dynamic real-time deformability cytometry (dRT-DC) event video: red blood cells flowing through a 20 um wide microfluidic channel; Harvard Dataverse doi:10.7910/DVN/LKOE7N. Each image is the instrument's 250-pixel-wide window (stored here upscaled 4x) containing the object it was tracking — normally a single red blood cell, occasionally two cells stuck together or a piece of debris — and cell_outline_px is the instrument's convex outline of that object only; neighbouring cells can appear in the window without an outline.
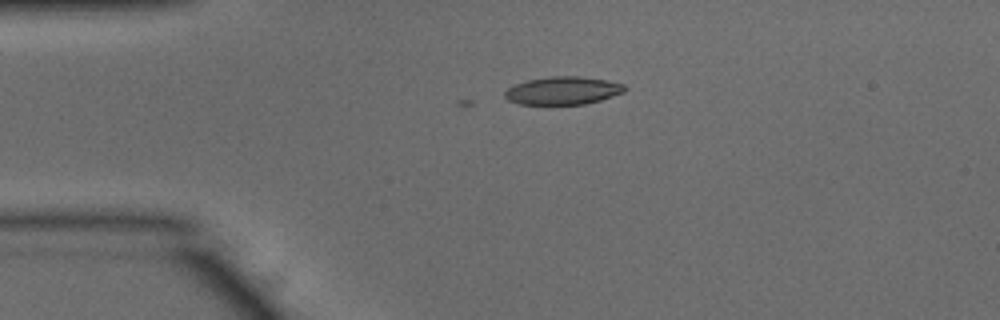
{"species": "common noctule bat (a hibernating species)", "species_latin": "Nyctalus noctula", "temperature_condition": "warm", "stored_images_in_passage": 7, "camera_frame_rate_fps": 3000, "um_per_image_px": 0.085, "animal": {"sex": "male", "body_mass_g": 15.6}, "frame": {"image": 1, "passage_image": 7, "time_ms": 2.0, "image_size_px": [1000, 320], "cell_outline_px": [[628, 88], [624, 92], [600, 100], [584, 104], [520, 104], [508, 100], [504, 96], [504, 92], [508, 88], [516, 84], [528, 80], [552, 76], [580, 76], [604, 80], [624, 84]], "centroid_in_image_um": [47.85, 7.7], "position_along_channel_um": 37.1, "area_um2": 19.36}}